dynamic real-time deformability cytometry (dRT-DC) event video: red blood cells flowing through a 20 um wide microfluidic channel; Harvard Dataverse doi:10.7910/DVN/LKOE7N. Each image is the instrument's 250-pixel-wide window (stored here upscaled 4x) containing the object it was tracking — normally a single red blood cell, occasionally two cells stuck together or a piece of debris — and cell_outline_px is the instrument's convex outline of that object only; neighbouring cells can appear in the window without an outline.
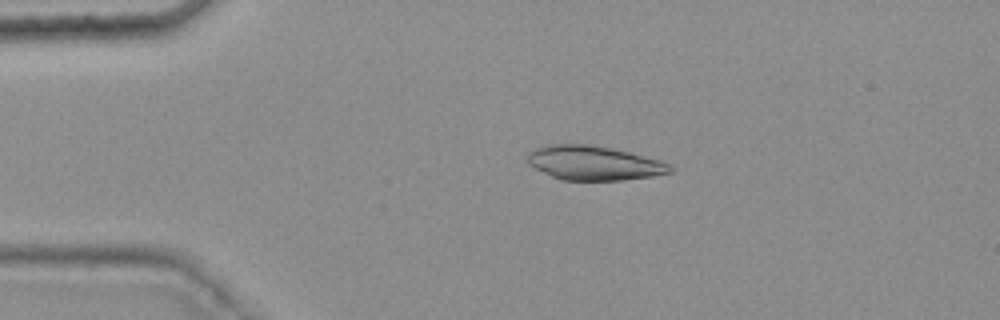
{"species": "common noctule bat (a hibernating species)", "species_latin": "Nyctalus noctula", "temperature_condition": "warm", "stored_images_in_passage": 44, "camera_frame_rate_fps": 3000, "um_per_image_px": 0.085, "animal": {"sex": "female", "body_mass_g": 25.1}, "frame": {"image": 1, "passage_image": 8, "time_ms": 2.333, "image_size_px": [1000, 320], "cell_outline_px": [[676, 168], [672, 172], [652, 176], [624, 180], [560, 180], [528, 164], [528, 152], [536, 148], [548, 144], [588, 144], [628, 152], [660, 160]], "centroid_in_image_um": [50.49, 13.86], "position_along_channel_um": 34.5, "area_um2": 28.32}}
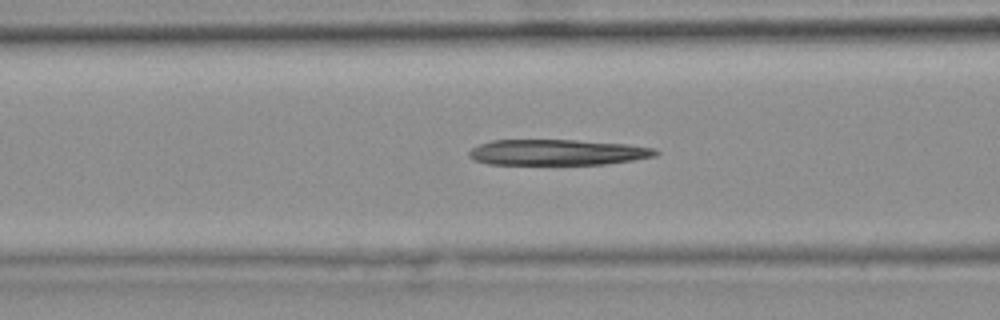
{"frame": {"image": 2, "passage_image": 18, "time_ms": 5.667, "image_size_px": [1000, 320], "cell_outline_px": [[660, 152], [656, 156], [632, 160], [604, 164], [488, 164], [476, 160], [468, 156], [468, 152], [472, 148], [480, 144], [492, 140], [576, 140], [628, 144], [652, 148]], "centroid_in_image_um": [47.37, 12.94], "position_along_channel_um": 119.2, "area_um2": 27.86}}
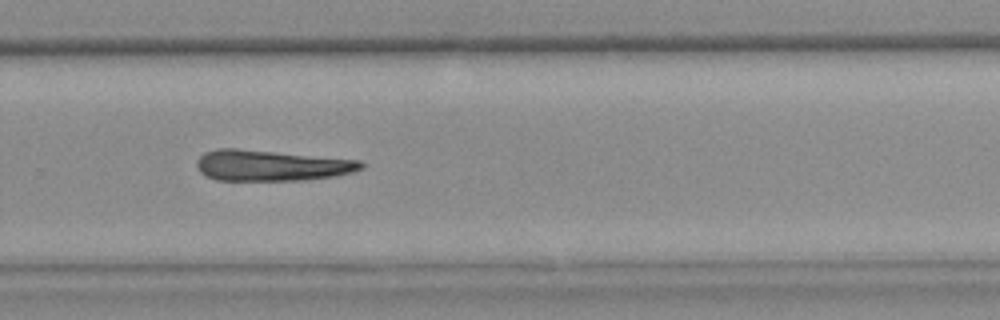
{"frame": {"image": 3, "passage_image": 33, "time_ms": 10.667, "image_size_px": [1000, 320], "cell_outline_px": [[364, 168], [352, 172], [336, 176], [304, 180], [216, 180], [200, 172], [196, 164], [196, 160], [204, 152], [216, 148], [236, 148], [360, 160], [364, 164]], "centroid_in_image_um": [23.05, 14.06], "position_along_channel_um": 306.8, "area_um2": 29.59}}